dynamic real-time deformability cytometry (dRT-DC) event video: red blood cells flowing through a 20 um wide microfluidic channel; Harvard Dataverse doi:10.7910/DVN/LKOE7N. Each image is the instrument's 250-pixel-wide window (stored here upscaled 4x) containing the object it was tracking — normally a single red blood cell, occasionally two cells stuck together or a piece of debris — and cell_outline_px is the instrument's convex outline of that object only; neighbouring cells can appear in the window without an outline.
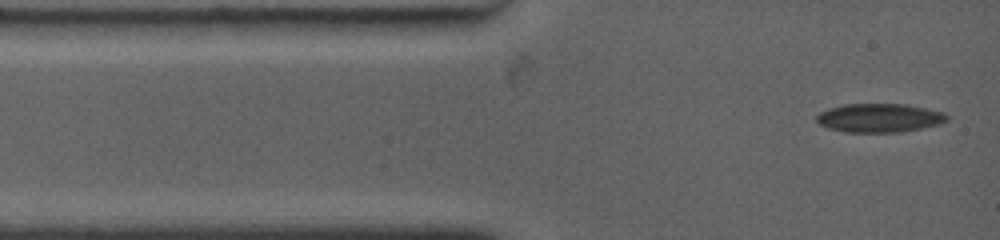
{"species": "common noctule bat (a hibernating species)", "species_latin": "Nyctalus noctula", "temperature_condition": "warm", "stored_images_in_passage": 29, "camera_frame_rate_fps": 4500, "um_per_image_px": 0.085, "animal": {"sex": "female", "body_mass_g": 19.0, "forearm_length_mm": 53.3}, "frame": {"image": 1, "passage_image": 1, "time_ms": 0.0, "image_size_px": [1000, 240], "cell_outline_px": [[948, 120], [936, 124], [920, 128], [896, 132], [844, 132], [828, 128], [820, 124], [816, 120], [816, 116], [820, 112], [828, 108], [844, 104], [904, 104], [924, 108], [940, 112], [948, 116]], "centroid_in_image_um": [74.67, 10.02], "position_along_channel_um": 10.3, "area_um2": 21.5}}
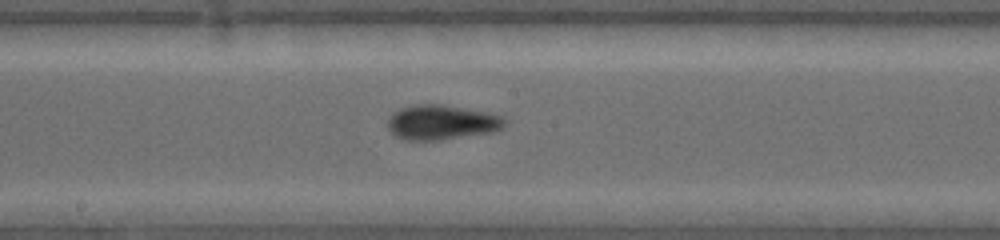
{"frame": {"image": 2, "passage_image": 9, "time_ms": 6.222, "image_size_px": [1000, 240], "cell_outline_px": [[504, 124], [500, 128], [492, 132], [436, 140], [404, 140], [396, 136], [388, 128], [388, 120], [392, 112], [400, 108], [416, 104], [444, 104], [488, 112], [504, 116]], "centroid_in_image_um": [37.51, 10.38], "position_along_channel_um": 210.7, "area_um2": 23.64}}
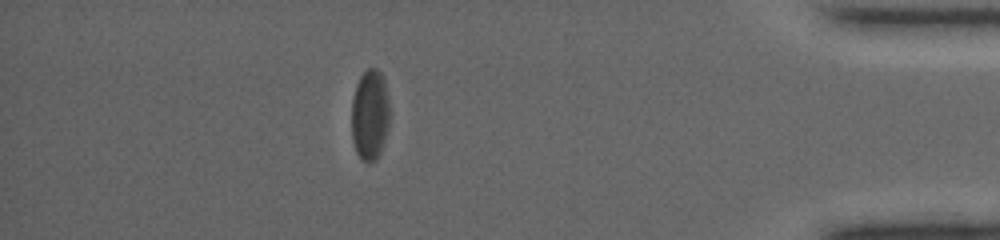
{"frame": {"image": 3, "passage_image": 21, "time_ms": 12.667, "image_size_px": [1000, 240], "cell_outline_px": [[388, 128], [380, 152], [376, 160], [368, 164], [356, 152], [352, 140], [352, 100], [356, 84], [360, 76], [368, 68], [376, 68], [380, 72], [384, 80], [388, 100]], "centroid_in_image_um": [31.43, 9.77], "position_along_channel_um": 403.8, "area_um2": 20.0}, "authors_computed_cell_mechanics": {"area_um2": 22.0218, "velocity_mm_per_s": 3.7933, "shape_relaxation_time_tau1_ms": 5.543, "shape_relaxation_time_tau2_ms": 1.8754, "deformation_change_tau1": 0.11, "deformation_change_tau2": 0.0458}}